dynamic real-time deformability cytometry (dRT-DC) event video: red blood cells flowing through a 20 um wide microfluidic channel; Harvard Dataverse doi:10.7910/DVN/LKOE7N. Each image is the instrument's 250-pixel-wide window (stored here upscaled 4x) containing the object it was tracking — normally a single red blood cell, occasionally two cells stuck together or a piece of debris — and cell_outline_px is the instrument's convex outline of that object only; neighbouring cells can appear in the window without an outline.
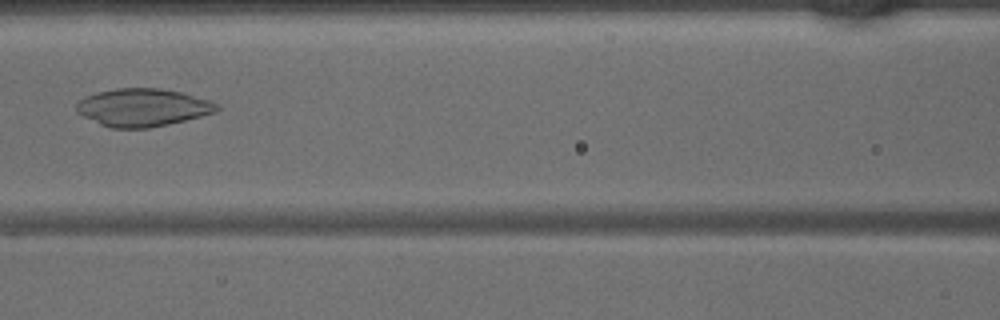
{"species": "common noctule bat (a hibernating species)", "species_latin": "Nyctalus noctula", "temperature_condition": "warm", "stored_images_in_passage": 45, "camera_frame_rate_fps": 3000, "um_per_image_px": 0.085, "animal": {"sex": "male", "body_mass_g": 15.6}, "frame": {"image": 1, "passage_image": 20, "time_ms": 6.333, "image_size_px": [1000, 320], "cell_outline_px": [[220, 108], [216, 112], [168, 124], [148, 128], [112, 128], [100, 124], [76, 112], [76, 104], [80, 100], [88, 96], [100, 92], [116, 88], [156, 88], [180, 92], [212, 100], [220, 104]], "centroid_in_image_um": [12.17, 9.13], "position_along_channel_um": 154.4, "area_um2": 30.69}}
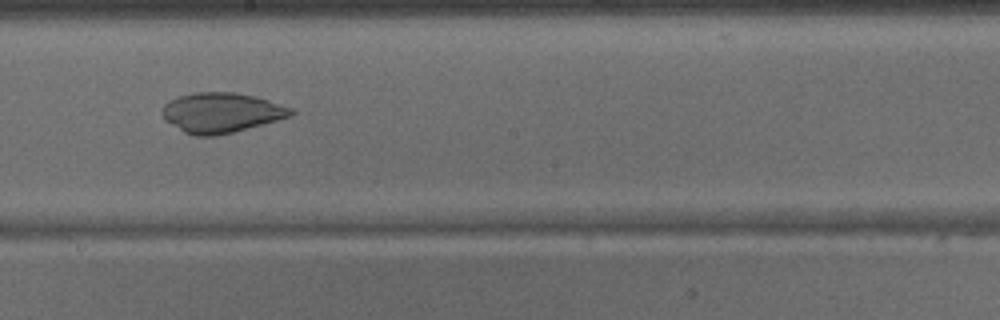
{"frame": {"image": 2, "passage_image": 25, "time_ms": 8.0, "image_size_px": [1000, 320], "cell_outline_px": [[296, 112], [292, 116], [232, 132], [212, 136], [196, 136], [184, 132], [164, 120], [160, 112], [160, 108], [168, 100], [192, 92], [236, 92], [256, 96], [292, 108]], "centroid_in_image_um": [18.77, 9.56], "position_along_channel_um": 229.4, "area_um2": 30.11}}
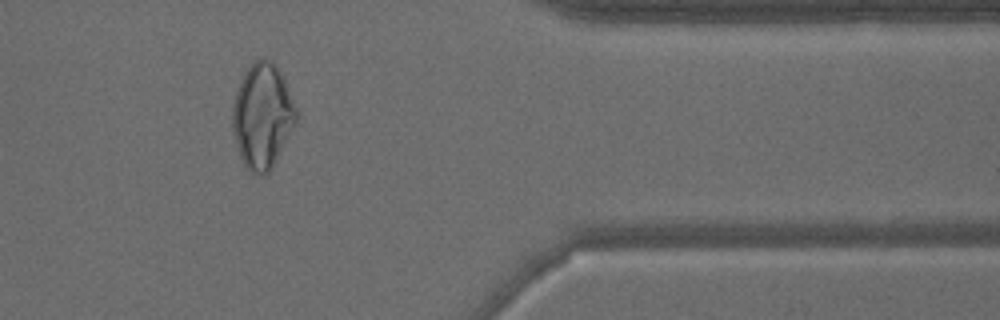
{"frame": {"image": 3, "passage_image": 37, "time_ms": 12.0, "image_size_px": [1000, 320], "cell_outline_px": [[300, 116], [296, 124], [268, 172], [264, 176], [260, 176], [252, 172], [244, 164], [240, 156], [232, 128], [232, 104], [240, 80], [244, 72], [260, 56], [264, 56], [276, 68], [284, 80], [300, 112]], "centroid_in_image_um": [22.32, 9.84], "position_along_channel_um": 389.1, "area_um2": 38.84}}